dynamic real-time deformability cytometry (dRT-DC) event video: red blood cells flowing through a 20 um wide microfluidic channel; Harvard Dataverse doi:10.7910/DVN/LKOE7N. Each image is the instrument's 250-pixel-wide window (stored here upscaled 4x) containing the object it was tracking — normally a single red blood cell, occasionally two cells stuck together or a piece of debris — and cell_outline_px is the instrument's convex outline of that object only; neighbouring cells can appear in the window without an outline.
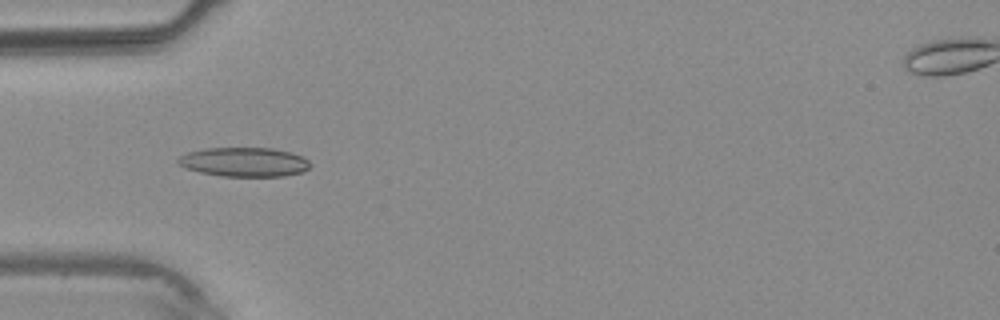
{"species": "common noctule bat (a hibernating species)", "species_latin": "Nyctalus noctula", "temperature_condition": "warm", "stored_images_in_passage": 3, "camera_frame_rate_fps": 3000, "um_per_image_px": 0.085, "animal": {"sex": "male", "body_mass_g": 20.4}, "frame": {"image": 1, "passage_image": 2, "time_ms": 1.333, "image_size_px": [1000, 320], "cell_outline_px": [[308, 168], [304, 172], [284, 176], [220, 176], [200, 172], [188, 168], [180, 164], [176, 160], [180, 156], [188, 152], [204, 148], [272, 148], [288, 152], [300, 156], [308, 160]], "centroid_in_image_um": [20.74, 13.77], "position_along_channel_um": 64.3, "area_um2": 22.25}}